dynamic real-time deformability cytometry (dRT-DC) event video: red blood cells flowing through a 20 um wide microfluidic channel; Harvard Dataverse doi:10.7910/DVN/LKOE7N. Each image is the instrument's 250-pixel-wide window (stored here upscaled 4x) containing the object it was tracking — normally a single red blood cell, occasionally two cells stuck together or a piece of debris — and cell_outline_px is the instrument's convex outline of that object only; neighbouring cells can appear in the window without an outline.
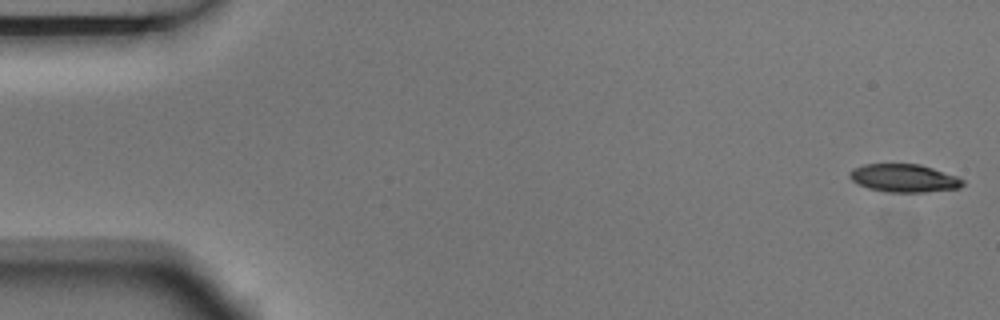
{"species": "Egyptian fruit bat (a non-hibernating species)", "species_latin": "Rousettus aegyptiacus", "temperature_condition": "room temperature", "stored_images_in_passage": 4, "camera_frame_rate_fps": 3000, "um_per_image_px": 0.085, "animal": {"sex": "male"}, "frame": {"image": 1, "passage_image": 1, "time_ms": 0.0, "image_size_px": [1000, 320], "cell_outline_px": [[964, 184], [960, 188], [924, 192], [884, 192], [868, 188], [852, 180], [848, 176], [848, 172], [852, 168], [864, 164], [920, 164], [956, 176], [964, 180]], "centroid_in_image_um": [76.82, 15.14], "position_along_channel_um": 8.2, "area_um2": 18.5}}
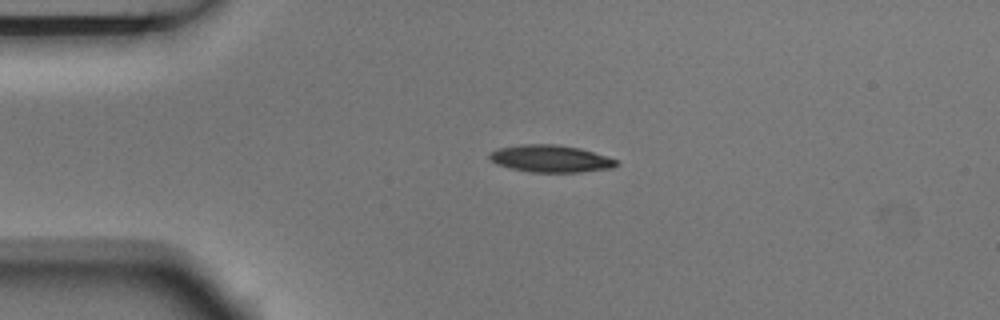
{"frame": {"image": 2, "passage_image": 4, "time_ms": 1.0, "image_size_px": [1000, 320], "cell_outline_px": [[620, 164], [612, 168], [580, 172], [528, 172], [508, 168], [496, 164], [488, 156], [488, 152], [496, 148], [520, 144], [556, 144], [580, 148], [620, 160]], "centroid_in_image_um": [46.79, 13.48], "position_along_channel_um": 38.2, "area_um2": 20.46}}